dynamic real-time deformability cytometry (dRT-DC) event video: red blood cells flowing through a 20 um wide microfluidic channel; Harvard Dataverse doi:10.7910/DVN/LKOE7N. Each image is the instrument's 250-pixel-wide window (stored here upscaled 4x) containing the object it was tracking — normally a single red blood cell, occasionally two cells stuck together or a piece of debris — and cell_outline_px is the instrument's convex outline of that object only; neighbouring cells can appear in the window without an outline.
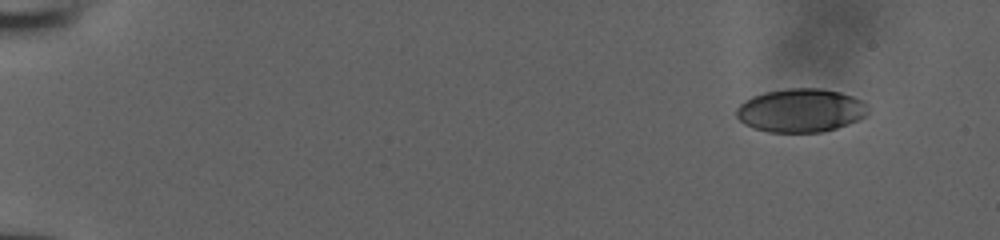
{"species": "human", "species_latin": "Homo sapiens", "temperature_condition": "room temperature", "stored_images_in_passage": 48, "camera_frame_rate_fps": 3000, "um_per_image_px": 0.085, "donor": {"sex": "male"}, "frame": {"image": 1, "passage_image": 1, "time_ms": 0.0, "image_size_px": [1000, 240], "cell_outline_px": [[868, 112], [864, 116], [856, 120], [836, 128], [820, 132], [768, 132], [752, 128], [744, 124], [736, 116], [736, 108], [744, 100], [752, 96], [764, 92], [788, 88], [820, 88], [840, 92], [852, 96], [868, 104]], "centroid_in_image_um": [68.02, 9.38], "position_along_channel_um": 17.0, "area_um2": 33.41}}
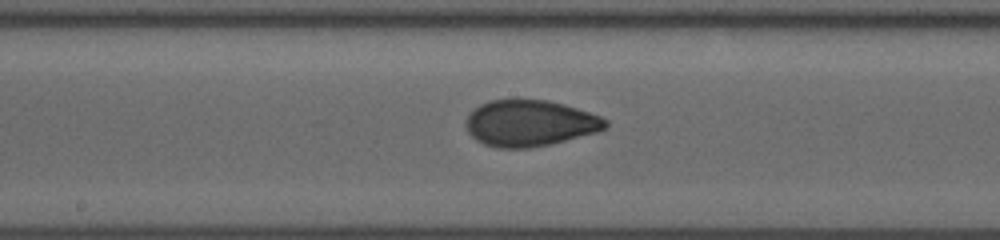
{"frame": {"image": 2, "passage_image": 26, "time_ms": 8.333, "image_size_px": [1000, 240], "cell_outline_px": [[608, 128], [596, 132], [548, 144], [528, 148], [496, 148], [484, 144], [476, 140], [468, 132], [464, 124], [464, 120], [472, 108], [488, 100], [512, 96], [548, 100], [564, 104], [600, 116], [608, 120]], "centroid_in_image_um": [44.96, 10.42], "position_along_channel_um": 203.2, "area_um2": 38.55}}
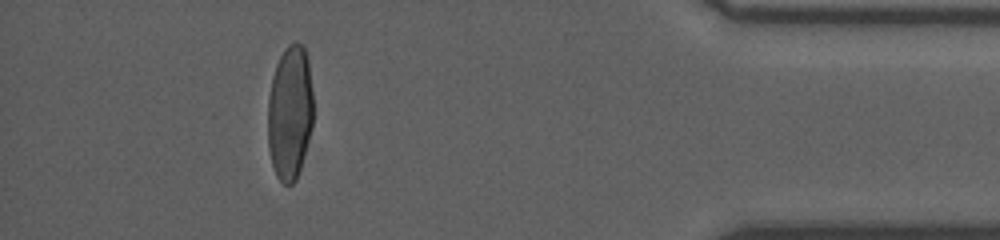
{"frame": {"image": 3, "passage_image": 44, "time_ms": 14.333, "image_size_px": [1000, 240], "cell_outline_px": [[312, 128], [300, 168], [296, 180], [292, 184], [284, 184], [276, 176], [272, 164], [268, 148], [268, 96], [272, 76], [276, 64], [284, 48], [288, 44], [296, 40], [304, 44], [308, 60], [312, 92]], "centroid_in_image_um": [24.63, 9.53], "position_along_channel_um": 410.6, "area_um2": 35.95}}